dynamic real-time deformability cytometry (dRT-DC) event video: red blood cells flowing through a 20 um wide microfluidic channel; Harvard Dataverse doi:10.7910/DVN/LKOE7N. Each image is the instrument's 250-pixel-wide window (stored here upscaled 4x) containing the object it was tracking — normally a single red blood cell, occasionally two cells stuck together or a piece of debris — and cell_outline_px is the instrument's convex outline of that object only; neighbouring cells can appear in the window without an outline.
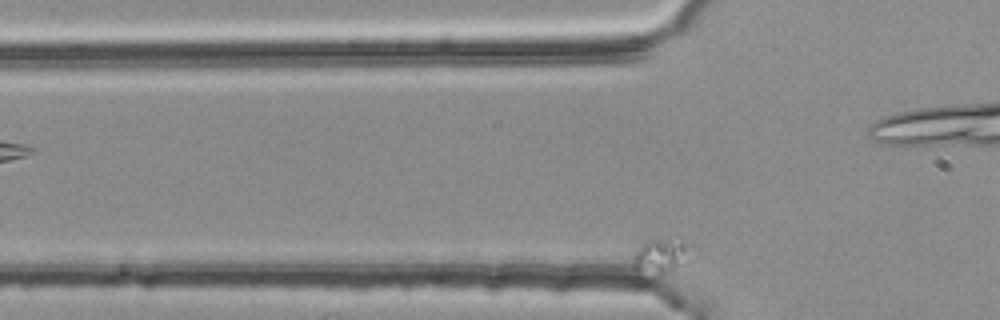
{"species": "common noctule bat (a hibernating species)", "species_latin": "Nyctalus noctula", "temperature_condition": "room temperature", "stored_images_in_passage": 29, "camera_frame_rate_fps": 3000, "um_per_image_px": 0.085, "animal": {"sex": "female", "body_mass_g": 25.1}, "frame": {"image": 1, "passage_image": 3, "time_ms": 0.667, "image_size_px": [1000, 320], "cell_outline_px": [[700, 252], [696, 260], [668, 272], [644, 280], [632, 268], [632, 260], [636, 252], [648, 240], [668, 240], [684, 244]], "centroid_in_image_um": [56.26, 21.91], "position_along_channel_um": 69.5, "area_um2": 12.77}}